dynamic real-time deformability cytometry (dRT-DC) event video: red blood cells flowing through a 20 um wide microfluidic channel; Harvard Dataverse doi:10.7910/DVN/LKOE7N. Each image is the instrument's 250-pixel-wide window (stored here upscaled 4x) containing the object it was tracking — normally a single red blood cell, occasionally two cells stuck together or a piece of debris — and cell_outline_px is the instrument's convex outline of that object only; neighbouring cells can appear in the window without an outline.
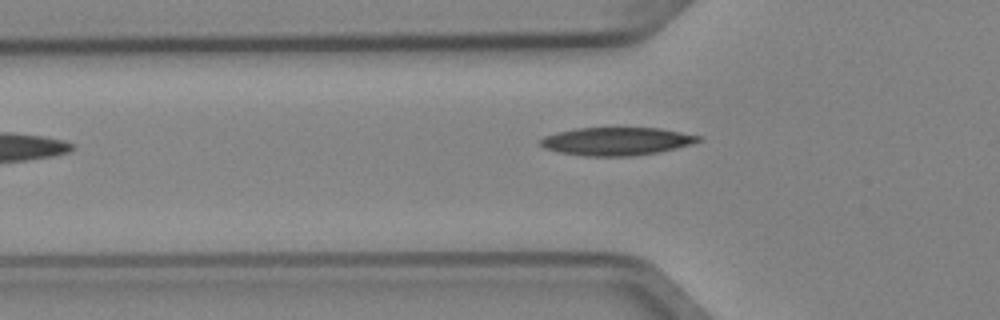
{"species": "Egyptian fruit bat (a non-hibernating species)", "species_latin": "Rousettus aegyptiacus", "temperature_condition": "cold", "stored_images_in_passage": 6, "camera_frame_rate_fps": 3000, "um_per_image_px": 0.085, "animal": {"sex": "female"}, "frame": {"image": 1, "passage_image": 5, "time_ms": 1.333, "image_size_px": [1000, 320], "cell_outline_px": [[700, 140], [692, 144], [676, 148], [656, 152], [632, 156], [584, 156], [560, 152], [544, 148], [536, 140], [544, 136], [556, 132], [576, 128], [660, 128], [700, 136]], "centroid_in_image_um": [52.34, 12.01], "position_along_channel_um": 73.5, "area_um2": 25.72}}
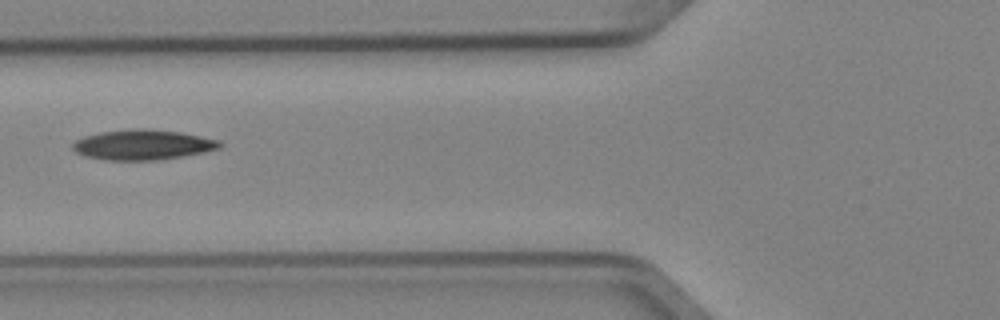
{"frame": {"image": 2, "passage_image": 6, "time_ms": 1.667, "image_size_px": [1000, 320], "cell_outline_px": [[224, 144], [220, 148], [204, 152], [184, 156], [156, 160], [104, 160], [84, 156], [76, 152], [72, 148], [72, 144], [76, 140], [84, 136], [100, 132], [132, 128], [144, 128], [180, 132], [220, 140]], "centroid_in_image_um": [12.13, 12.3], "position_along_channel_um": 113.7, "area_um2": 26.01}}